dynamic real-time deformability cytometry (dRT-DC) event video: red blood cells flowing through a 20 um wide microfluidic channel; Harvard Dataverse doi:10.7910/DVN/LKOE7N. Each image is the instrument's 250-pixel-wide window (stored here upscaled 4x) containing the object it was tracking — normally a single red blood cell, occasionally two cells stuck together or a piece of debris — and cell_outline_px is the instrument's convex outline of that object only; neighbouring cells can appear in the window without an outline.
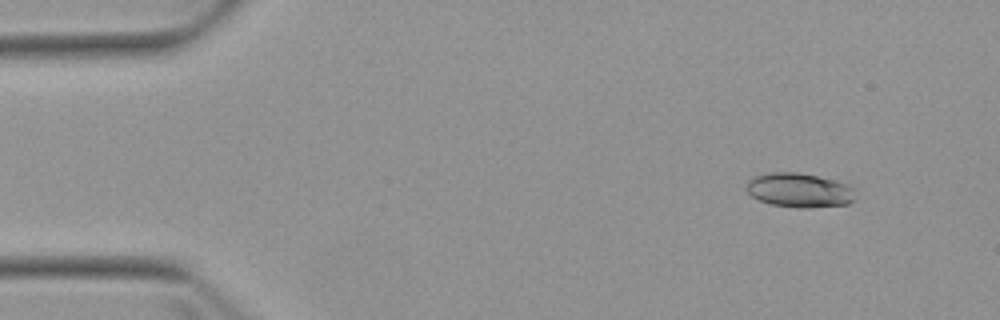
{"species": "Egyptian fruit bat (a non-hibernating species)", "species_latin": "Rousettus aegyptiacus", "temperature_condition": "warm", "stored_images_in_passage": 4, "camera_frame_rate_fps": 3000, "um_per_image_px": 0.085, "animal": {"sex": "female"}, "frame": {"image": 1, "passage_image": 2, "time_ms": 1.0, "image_size_px": [1000, 320], "cell_outline_px": [[856, 200], [848, 204], [808, 208], [800, 208], [772, 204], [760, 200], [752, 196], [744, 188], [748, 180], [752, 176], [768, 172], [796, 172], [816, 176], [832, 180], [856, 188]], "centroid_in_image_um": [67.94, 16.17], "position_along_channel_um": 17.1, "area_um2": 21.96}}